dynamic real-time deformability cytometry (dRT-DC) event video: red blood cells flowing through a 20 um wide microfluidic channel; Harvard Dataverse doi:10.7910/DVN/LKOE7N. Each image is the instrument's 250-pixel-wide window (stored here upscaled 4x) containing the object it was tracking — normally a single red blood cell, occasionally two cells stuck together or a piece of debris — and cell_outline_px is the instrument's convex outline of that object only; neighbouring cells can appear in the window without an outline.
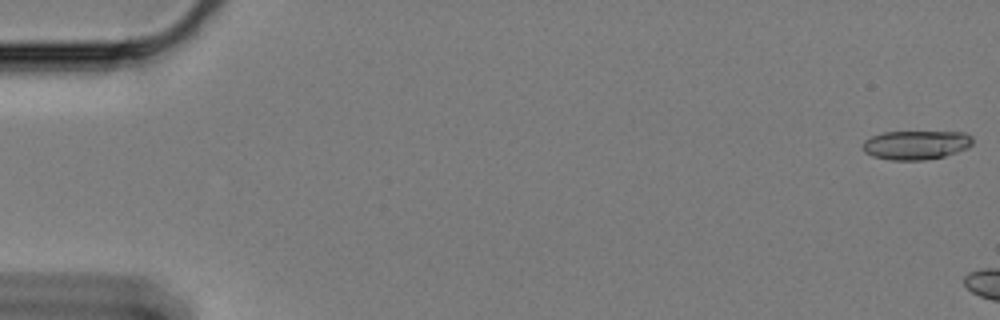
{"species": "Egyptian fruit bat (a non-hibernating species)", "species_latin": "Rousettus aegyptiacus", "temperature_condition": "cold", "stored_images_in_passage": 7, "camera_frame_rate_fps": 3000, "um_per_image_px": 0.085, "animal": {"sex": "female"}, "frame": {"image": 1, "passage_image": 1, "time_ms": 0.0, "image_size_px": [1000, 320], "cell_outline_px": [[972, 144], [968, 148], [944, 156], [924, 160], [892, 160], [872, 156], [864, 152], [864, 140], [872, 136], [884, 132], [964, 132], [972, 136]], "centroid_in_image_um": [77.87, 12.32], "position_along_channel_um": 7.1, "area_um2": 18.5}}